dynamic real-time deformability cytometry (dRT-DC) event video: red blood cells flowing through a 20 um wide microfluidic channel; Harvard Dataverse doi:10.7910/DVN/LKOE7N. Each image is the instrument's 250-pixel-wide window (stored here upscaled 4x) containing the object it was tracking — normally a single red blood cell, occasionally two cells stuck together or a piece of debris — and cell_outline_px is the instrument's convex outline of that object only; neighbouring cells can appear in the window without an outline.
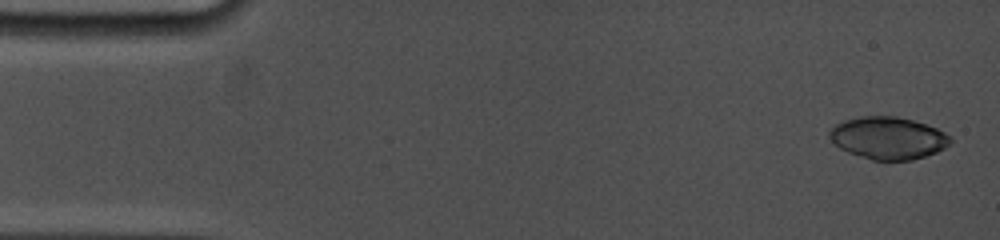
{"species": "common noctule bat (a hibernating species)", "species_latin": "Nyctalus noctula", "temperature_condition": "cold", "stored_images_in_passage": 6, "camera_frame_rate_fps": 5000, "um_per_image_px": 0.085, "animal": {"sex": "female", "body_mass_g": 19.0, "forearm_length_mm": 53.3}, "frame": {"image": 1, "passage_image": 1, "time_ms": 0.0, "image_size_px": [1000, 240], "cell_outline_px": [[952, 140], [944, 148], [936, 152], [912, 160], [872, 160], [848, 152], [840, 148], [828, 136], [828, 132], [836, 124], [844, 120], [860, 116], [896, 116], [912, 120], [936, 128], [952, 136]], "centroid_in_image_um": [75.48, 11.72], "position_along_channel_um": 9.5, "area_um2": 29.65}}